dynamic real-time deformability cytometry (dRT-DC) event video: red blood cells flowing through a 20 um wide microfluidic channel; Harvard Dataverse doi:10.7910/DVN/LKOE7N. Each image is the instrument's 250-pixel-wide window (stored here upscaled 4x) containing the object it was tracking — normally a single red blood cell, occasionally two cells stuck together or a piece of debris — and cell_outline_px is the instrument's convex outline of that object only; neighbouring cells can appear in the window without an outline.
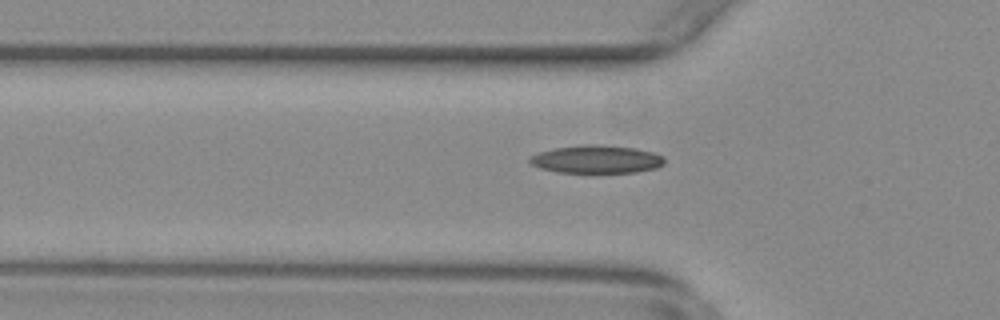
{"species": "common noctule bat (a hibernating species)", "species_latin": "Nyctalus noctula", "temperature_condition": "warm", "stored_images_in_passage": 45, "camera_frame_rate_fps": 3000, "um_per_image_px": 0.085, "animal": {"sex": "female", "body_mass_g": 29.2, "forearm_length_mm": 56.3}, "frame": {"image": 1, "passage_image": 8, "time_ms": 2.333, "image_size_px": [1000, 320], "cell_outline_px": [[664, 164], [656, 168], [636, 172], [560, 172], [540, 168], [532, 164], [528, 160], [528, 156], [540, 152], [556, 148], [580, 144], [596, 144], [636, 148], [652, 152], [664, 156]], "centroid_in_image_um": [50.71, 13.53], "position_along_channel_um": 75.1, "area_um2": 21.91}}
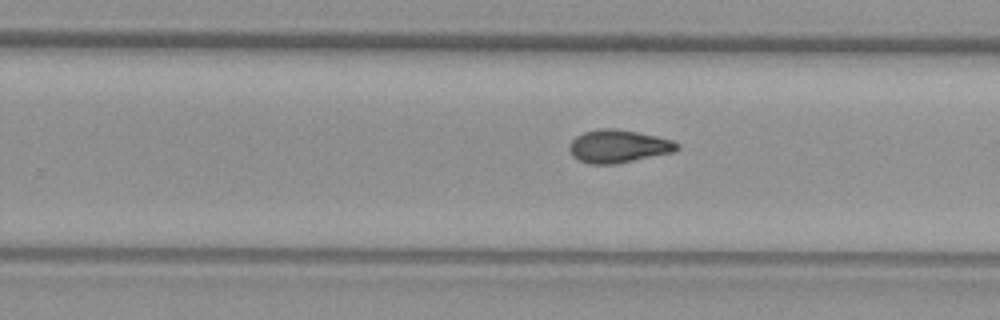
{"frame": {"image": 2, "passage_image": 24, "time_ms": 7.667, "image_size_px": [1000, 320], "cell_outline_px": [[680, 148], [676, 152], [616, 164], [588, 164], [572, 156], [568, 148], [568, 144], [576, 136], [584, 132], [600, 128], [616, 128], [656, 136], [672, 140], [680, 144]], "centroid_in_image_um": [52.57, 12.44], "position_along_channel_um": 277.2, "area_um2": 20.92}}
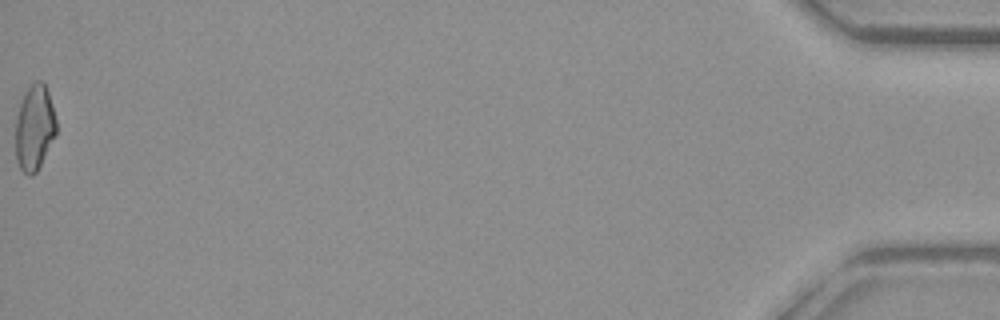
{"frame": {"image": 3, "passage_image": 45, "time_ms": 14.667, "image_size_px": [1000, 320], "cell_outline_px": [[56, 136], [36, 172], [32, 176], [28, 176], [20, 168], [16, 160], [16, 116], [20, 104], [28, 88], [36, 80], [44, 80], [52, 104], [56, 120]], "centroid_in_image_um": [2.94, 10.86], "position_along_channel_um": 432.3, "area_um2": 20.29}, "authors_computed_cell_mechanics": {"area_um2": 20.23, "velocity_mm_per_s": 3.7794, "shape_relaxation_time_tau1_ms": null, "shape_relaxation_time_tau2_ms": 1.3011, "deformation_change_tau1": null, "deformation_change_tau2": 0.0708}}